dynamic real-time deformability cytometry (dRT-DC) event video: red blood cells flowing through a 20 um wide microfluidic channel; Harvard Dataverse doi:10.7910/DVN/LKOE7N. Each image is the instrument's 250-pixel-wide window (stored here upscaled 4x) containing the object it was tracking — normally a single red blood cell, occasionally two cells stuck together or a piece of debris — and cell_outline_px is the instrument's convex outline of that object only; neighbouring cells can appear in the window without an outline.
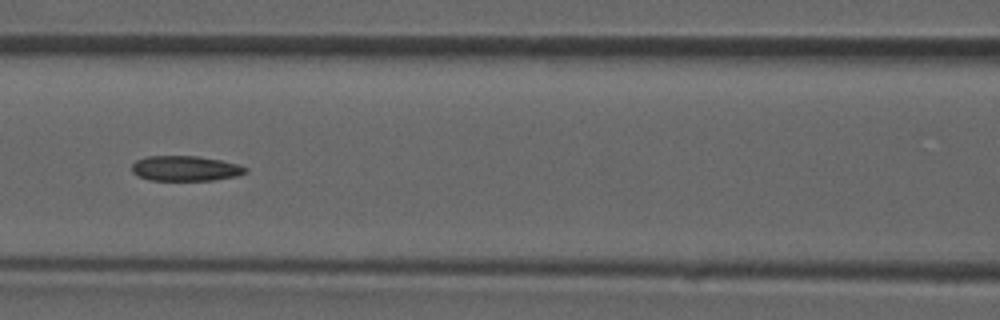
{"species": "common noctule bat (a hibernating species)", "species_latin": "Nyctalus noctula", "temperature_condition": "room temperature", "stored_images_in_passage": 34, "camera_frame_rate_fps": 3000, "um_per_image_px": 0.085, "animal": {"sex": "male", "forearm_length_mm": 52.5}, "frame": {"image": 1, "passage_image": 10, "time_ms": 3.0, "image_size_px": [1000, 320], "cell_outline_px": [[248, 172], [236, 176], [212, 180], [148, 180], [136, 176], [132, 172], [132, 164], [136, 160], [148, 156], [200, 156], [240, 164], [248, 168]], "centroid_in_image_um": [15.76, 14.31], "position_along_channel_um": 150.8, "area_um2": 16.82}}